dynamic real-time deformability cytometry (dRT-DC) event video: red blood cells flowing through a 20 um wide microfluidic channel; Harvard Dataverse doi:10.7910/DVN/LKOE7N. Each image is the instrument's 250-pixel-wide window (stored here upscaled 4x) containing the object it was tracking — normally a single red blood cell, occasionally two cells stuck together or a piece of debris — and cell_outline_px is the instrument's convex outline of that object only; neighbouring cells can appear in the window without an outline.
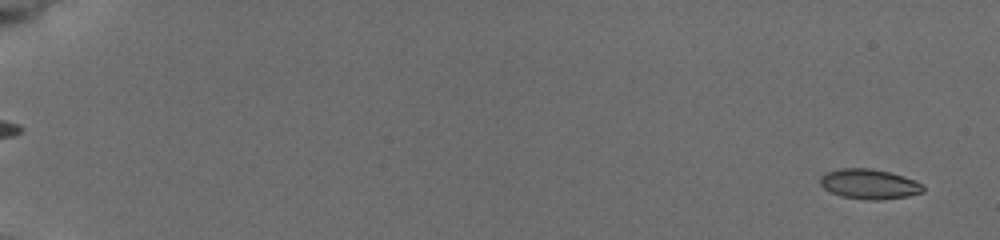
{"species": "common noctule bat (a hibernating species)", "species_latin": "Nyctalus noctula", "temperature_condition": "cold", "stored_images_in_passage": 8, "camera_frame_rate_fps": 3000, "um_per_image_px": 0.085, "animal": {"sex": "female", "body_mass_g": 19.5, "forearm_length_mm": 54.1}, "frame": {"image": 1, "passage_image": 1, "time_ms": 0.0, "image_size_px": [1000, 240], "cell_outline_px": [[924, 192], [908, 196], [880, 200], [868, 200], [840, 196], [824, 188], [820, 184], [820, 176], [824, 172], [840, 168], [872, 168], [904, 176], [924, 184]], "centroid_in_image_um": [73.89, 15.64], "position_along_channel_um": 11.1, "area_um2": 18.15}}
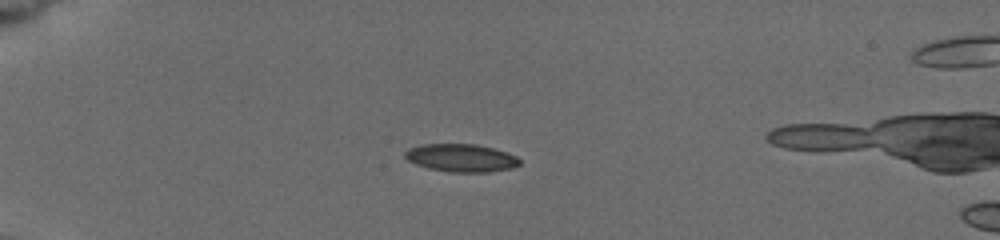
{"frame": {"image": 2, "passage_image": 6, "time_ms": 4.667, "image_size_px": [1000, 240], "cell_outline_px": [[520, 164], [512, 168], [488, 172], [452, 172], [428, 168], [416, 164], [408, 160], [404, 156], [404, 152], [408, 148], [420, 144], [476, 144], [492, 148], [516, 156], [520, 160]], "centroid_in_image_um": [39.17, 13.42], "position_along_channel_um": 45.8, "area_um2": 18.55}}